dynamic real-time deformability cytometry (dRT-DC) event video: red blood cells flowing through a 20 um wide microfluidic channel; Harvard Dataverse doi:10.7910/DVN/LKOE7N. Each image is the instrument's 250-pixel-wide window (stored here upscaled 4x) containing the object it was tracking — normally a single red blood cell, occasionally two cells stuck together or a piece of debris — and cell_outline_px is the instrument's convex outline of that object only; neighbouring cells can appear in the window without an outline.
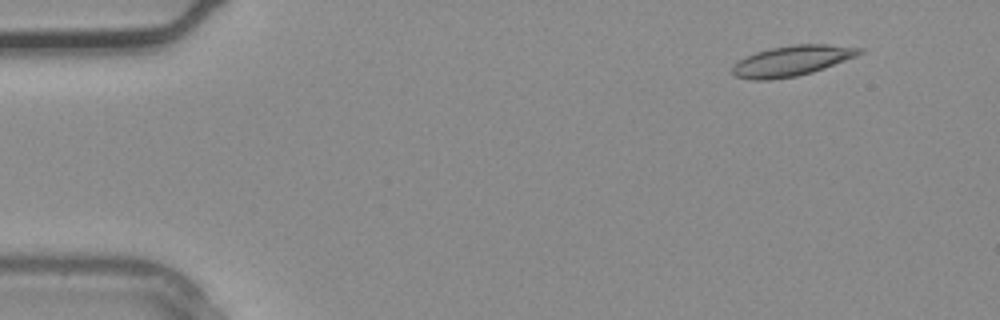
{"species": "common noctule bat (a hibernating species)", "species_latin": "Nyctalus noctula", "temperature_condition": "warm", "stored_images_in_passage": 3, "camera_frame_rate_fps": 3000, "um_per_image_px": 0.085, "animal": {"sex": "male", "body_mass_g": 20.4}, "frame": {"image": 1, "passage_image": 1, "time_ms": 0.0, "image_size_px": [1000, 320], "cell_outline_px": [[864, 52], [856, 56], [824, 68], [812, 72], [796, 76], [772, 80], [752, 80], [736, 76], [732, 72], [732, 64], [756, 52], [772, 48], [792, 44], [828, 44], [864, 48]], "centroid_in_image_um": [67.32, 5.16], "position_along_channel_um": 17.7, "area_um2": 22.43}}
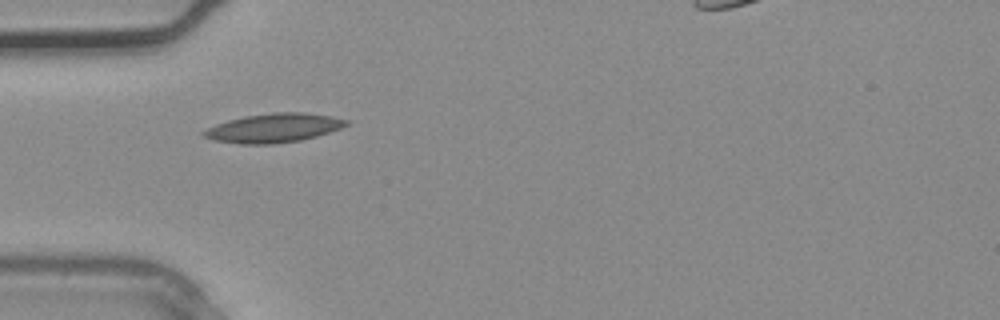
{"frame": {"image": 2, "passage_image": 3, "time_ms": 0.667, "image_size_px": [1000, 320], "cell_outline_px": [[348, 124], [340, 128], [316, 136], [300, 140], [272, 144], [240, 144], [212, 140], [204, 136], [200, 132], [216, 124], [228, 120], [244, 116], [276, 112], [304, 112], [332, 116], [348, 120]], "centroid_in_image_um": [23.24, 10.87], "position_along_channel_um": 61.8, "area_um2": 23.99}}